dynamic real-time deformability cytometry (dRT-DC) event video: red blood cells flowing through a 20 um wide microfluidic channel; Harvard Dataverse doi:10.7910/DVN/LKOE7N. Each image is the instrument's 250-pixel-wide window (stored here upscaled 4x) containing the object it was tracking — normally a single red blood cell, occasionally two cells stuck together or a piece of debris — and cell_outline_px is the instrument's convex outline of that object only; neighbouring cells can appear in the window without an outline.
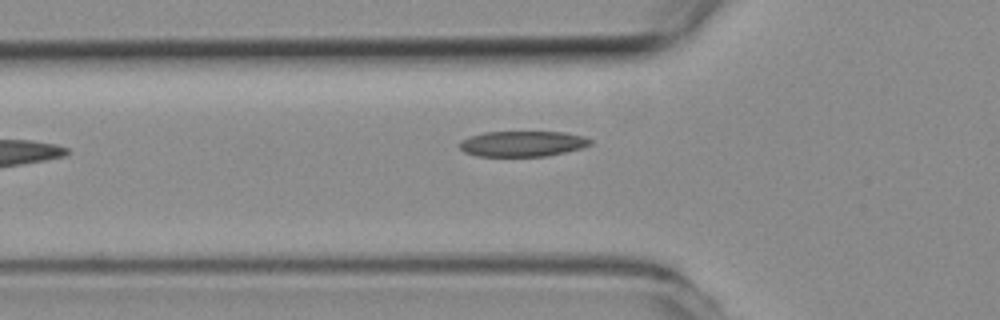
{"species": "common noctule bat (a hibernating species)", "species_latin": "Nyctalus noctula", "temperature_condition": "room temperature", "stored_images_in_passage": 22, "camera_frame_rate_fps": 3000, "um_per_image_px": 0.085, "animal": {"sex": "female", "body_mass_g": 19.3, "forearm_length_mm": 54.1}, "frame": {"image": 1, "passage_image": 2, "time_ms": 0.333, "image_size_px": [1000, 320], "cell_outline_px": [[592, 144], [580, 148], [548, 156], [476, 156], [464, 152], [460, 148], [460, 140], [484, 132], [564, 132], [584, 136], [592, 140]], "centroid_in_image_um": [44.41, 12.22], "position_along_channel_um": 81.4, "area_um2": 19.42}}
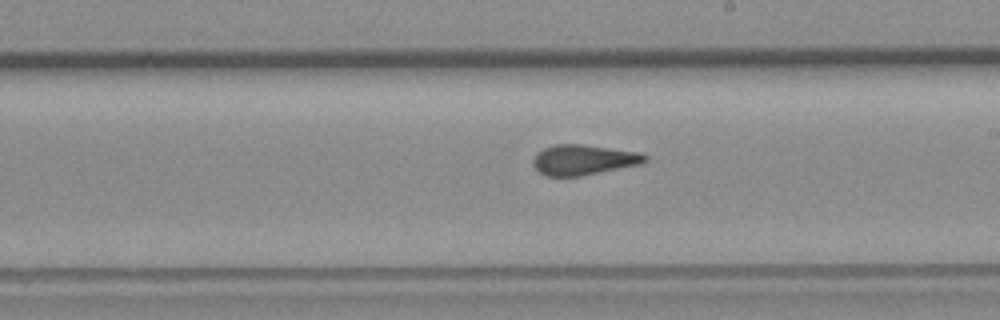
{"frame": {"image": 2, "passage_image": 11, "time_ms": 3.333, "image_size_px": [1000, 320], "cell_outline_px": [[648, 160], [644, 164], [580, 176], [544, 176], [532, 164], [532, 160], [536, 152], [544, 148], [556, 144], [580, 144], [640, 152], [648, 156]], "centroid_in_image_um": [49.62, 13.59], "position_along_channel_um": 239.4, "area_um2": 19.94}}
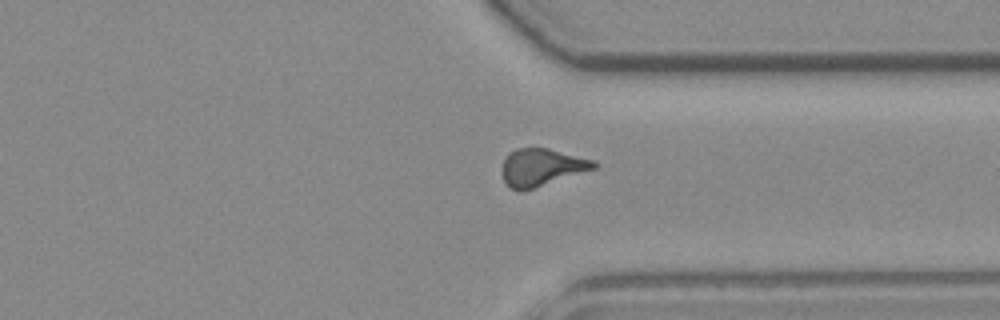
{"frame": {"image": 3, "passage_image": 21, "time_ms": 6.667, "image_size_px": [1000, 320], "cell_outline_px": [[600, 164], [596, 168], [524, 192], [520, 192], [512, 188], [504, 180], [500, 172], [504, 160], [508, 152], [516, 148], [548, 148], [596, 160]], "centroid_in_image_um": [46.04, 14.22], "position_along_channel_um": 365.4, "area_um2": 20.4}}